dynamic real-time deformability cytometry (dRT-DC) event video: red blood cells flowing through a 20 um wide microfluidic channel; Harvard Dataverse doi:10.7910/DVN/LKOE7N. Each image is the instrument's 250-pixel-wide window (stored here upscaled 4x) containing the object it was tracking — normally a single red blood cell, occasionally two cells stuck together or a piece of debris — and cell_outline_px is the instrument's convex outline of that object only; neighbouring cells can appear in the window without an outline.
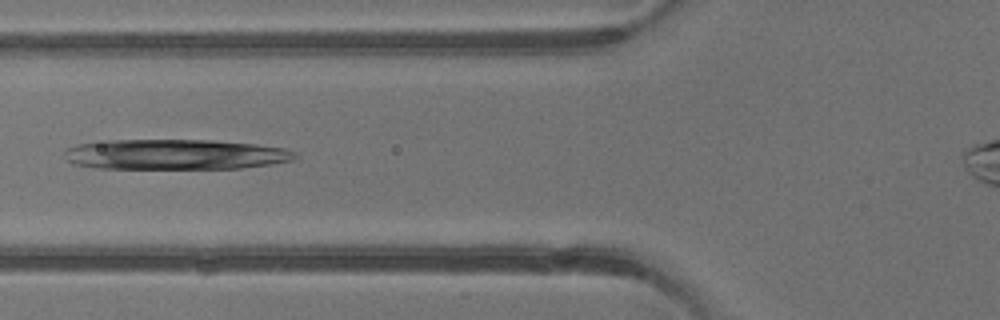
{"species": "common noctule bat (a hibernating species)", "species_latin": "Nyctalus noctula", "temperature_condition": "warm", "stored_images_in_passage": 4, "camera_frame_rate_fps": 3000, "um_per_image_px": 0.085, "animal": {"sex": "male", "body_mass_g": 13.3}, "frame": {"image": 1, "passage_image": 4, "time_ms": 3.333, "image_size_px": [1000, 320], "cell_outline_px": [[296, 156], [292, 160], [272, 164], [240, 168], [100, 168], [72, 164], [68, 160], [64, 152], [68, 148], [80, 144], [108, 140], [212, 140], [256, 144], [284, 148], [296, 152]], "centroid_in_image_um": [14.92, 13.12], "position_along_channel_um": 110.9, "area_um2": 40.46}}